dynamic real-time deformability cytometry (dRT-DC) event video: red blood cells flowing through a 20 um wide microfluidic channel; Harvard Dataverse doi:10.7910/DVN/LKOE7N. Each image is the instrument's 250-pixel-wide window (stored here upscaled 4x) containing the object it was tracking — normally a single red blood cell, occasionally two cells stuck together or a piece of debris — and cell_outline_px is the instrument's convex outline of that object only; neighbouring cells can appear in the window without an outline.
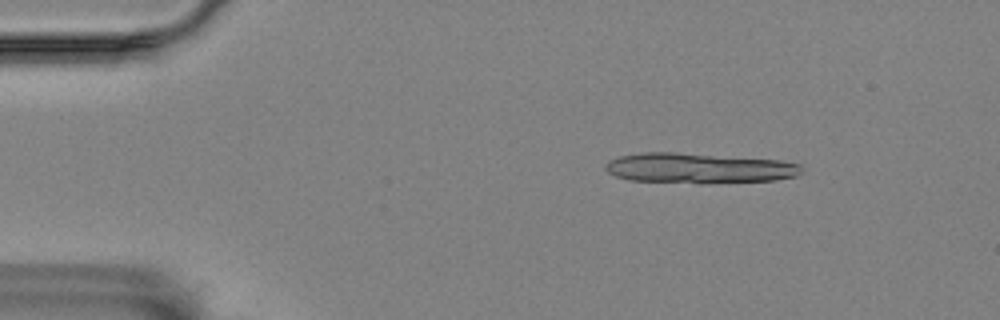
{"species": "Egyptian fruit bat (a non-hibernating species)", "species_latin": "Rousettus aegyptiacus", "temperature_condition": "room temperature", "stored_images_in_passage": 15, "camera_frame_rate_fps": 3000, "um_per_image_px": 0.085, "animal": {"sex": "female"}, "frame": {"image": 1, "passage_image": 7, "time_ms": 2.0, "image_size_px": [1000, 320], "cell_outline_px": [[804, 172], [796, 176], [776, 180], [704, 184], [700, 184], [628, 180], [616, 176], [608, 172], [604, 168], [604, 164], [608, 160], [620, 156], [644, 152], [676, 152], [780, 160], [800, 164], [804, 168]], "centroid_in_image_um": [59.42, 14.3], "position_along_channel_um": 25.6, "area_um2": 35.2}}